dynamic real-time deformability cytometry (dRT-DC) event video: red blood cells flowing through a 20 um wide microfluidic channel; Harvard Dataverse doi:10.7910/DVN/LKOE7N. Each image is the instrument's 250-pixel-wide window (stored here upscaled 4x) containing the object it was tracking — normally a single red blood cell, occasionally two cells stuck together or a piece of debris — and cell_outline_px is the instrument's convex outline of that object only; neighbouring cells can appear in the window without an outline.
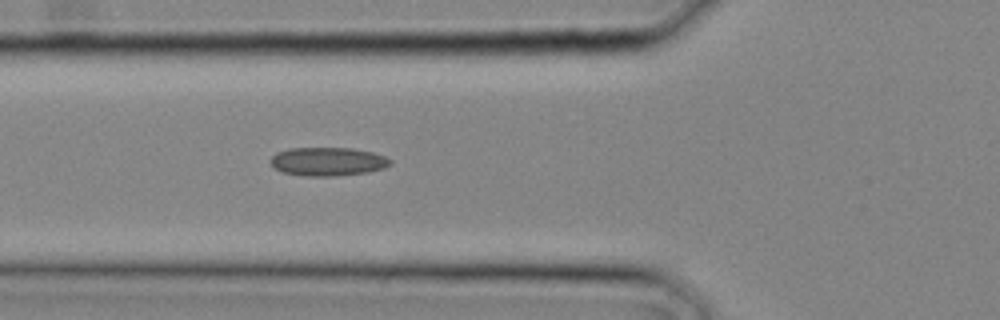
{"species": "common noctule bat (a hibernating species)", "species_latin": "Nyctalus noctula", "temperature_condition": "cold", "stored_images_in_passage": 10, "camera_frame_rate_fps": 3000, "um_per_image_px": 0.085, "animal": {"sex": "male", "body_mass_g": 20.4}, "frame": {"image": 1, "passage_image": 10, "time_ms": 3.0, "image_size_px": [1000, 320], "cell_outline_px": [[392, 164], [384, 168], [368, 172], [336, 176], [308, 176], [284, 172], [276, 168], [268, 160], [276, 152], [288, 148], [352, 148], [372, 152], [384, 156], [392, 160]], "centroid_in_image_um": [27.88, 13.72], "position_along_channel_um": 97.9, "area_um2": 19.94}}